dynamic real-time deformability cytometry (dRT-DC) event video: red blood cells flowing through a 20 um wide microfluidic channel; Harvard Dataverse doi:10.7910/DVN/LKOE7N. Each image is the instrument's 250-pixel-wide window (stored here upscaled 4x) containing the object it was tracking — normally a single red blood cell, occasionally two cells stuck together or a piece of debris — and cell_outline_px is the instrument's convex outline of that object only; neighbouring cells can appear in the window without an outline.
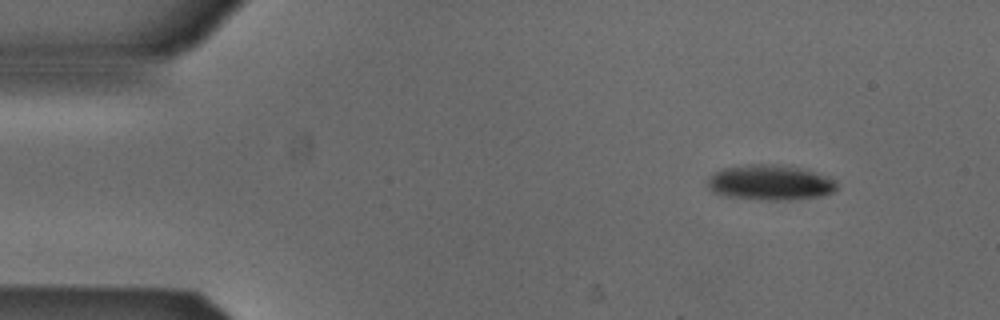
{"species": "Egyptian fruit bat (a non-hibernating species)", "species_latin": "Rousettus aegyptiacus", "temperature_condition": "cold", "stored_images_in_passage": 4, "camera_frame_rate_fps": 3000, "um_per_image_px": 0.085, "animal": {"sex": "male"}, "frame": {"image": 1, "passage_image": 1, "time_ms": 0.0, "image_size_px": [1000, 320], "cell_outline_px": [[836, 188], [832, 192], [820, 196], [788, 200], [760, 200], [720, 196], [712, 192], [704, 184], [708, 176], [712, 172], [720, 168], [744, 164], [792, 164], [832, 176], [836, 180]], "centroid_in_image_um": [65.41, 15.49], "position_along_channel_um": 19.6, "area_um2": 27.86}}
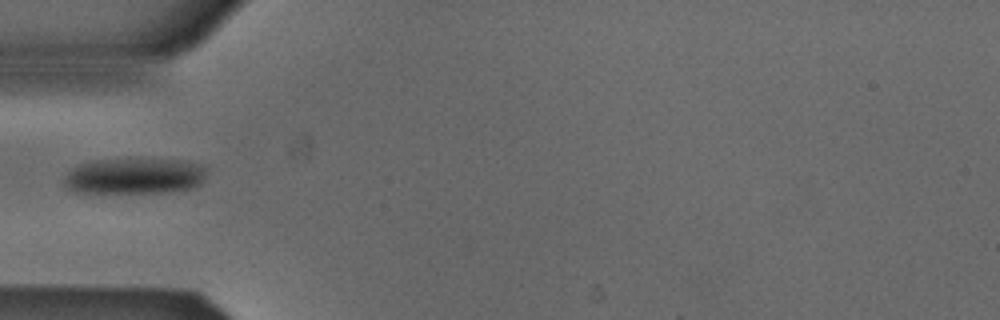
{"frame": {"image": 2, "passage_image": 4, "time_ms": 1.0, "image_size_px": [1000, 320], "cell_outline_px": [[208, 168], [200, 184], [188, 188], [164, 192], [72, 192], [64, 184], [64, 176], [72, 168], [80, 164], [92, 160], [128, 156], [188, 160], [200, 164]], "centroid_in_image_um": [11.42, 14.89], "position_along_channel_um": 73.6, "area_um2": 30.92}}